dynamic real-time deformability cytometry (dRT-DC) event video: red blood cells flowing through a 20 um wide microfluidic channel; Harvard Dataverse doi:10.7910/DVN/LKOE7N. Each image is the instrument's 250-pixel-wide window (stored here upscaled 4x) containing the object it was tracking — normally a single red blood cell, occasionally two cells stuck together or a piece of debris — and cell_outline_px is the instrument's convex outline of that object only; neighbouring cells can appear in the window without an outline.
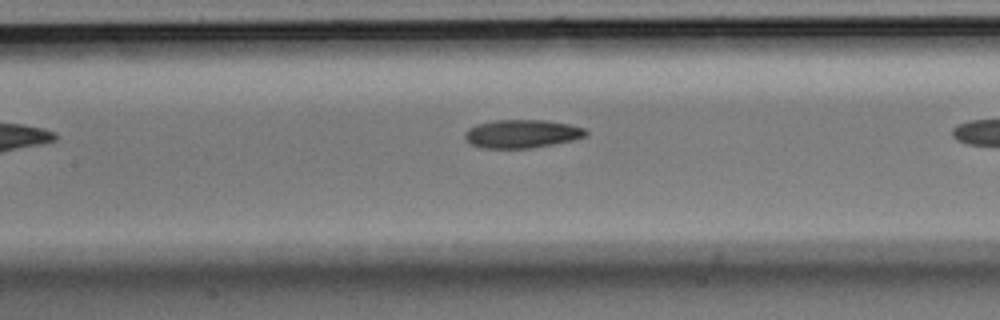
{"species": "Egyptian fruit bat (a non-hibernating species)", "species_latin": "Rousettus aegyptiacus", "temperature_condition": "room temperature", "stored_images_in_passage": 9, "camera_frame_rate_fps": 3000, "um_per_image_px": 0.085, "animal": {"sex": "male"}, "frame": {"image": 1, "passage_image": 8, "time_ms": 2.333, "image_size_px": [1000, 320], "cell_outline_px": [[588, 136], [572, 140], [532, 148], [480, 148], [472, 144], [464, 136], [464, 132], [468, 128], [476, 124], [496, 120], [544, 120], [568, 124], [584, 128], [588, 132]], "centroid_in_image_um": [44.35, 11.37], "position_along_channel_um": 163.0, "area_um2": 19.94}}